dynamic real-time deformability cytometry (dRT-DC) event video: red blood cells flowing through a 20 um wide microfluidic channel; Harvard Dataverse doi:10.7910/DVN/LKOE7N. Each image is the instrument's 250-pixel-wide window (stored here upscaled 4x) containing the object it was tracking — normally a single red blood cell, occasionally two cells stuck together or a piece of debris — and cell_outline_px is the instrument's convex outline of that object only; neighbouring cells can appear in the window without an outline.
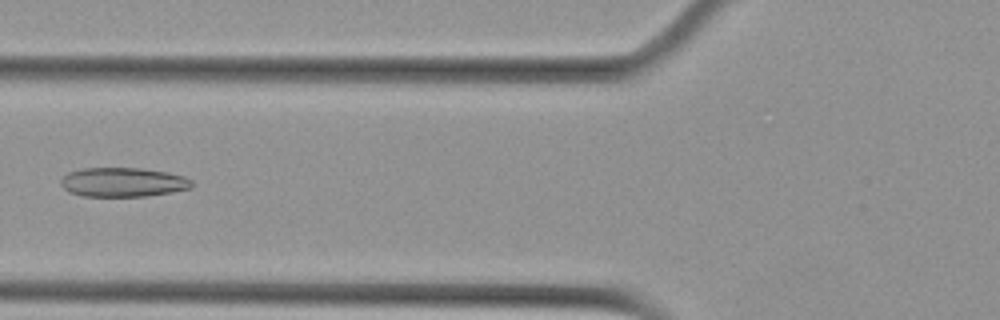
{"species": "Egyptian fruit bat (a non-hibernating species)", "species_latin": "Rousettus aegyptiacus", "temperature_condition": "cold", "stored_images_in_passage": 7, "camera_frame_rate_fps": 3000, "um_per_image_px": 0.085, "animal": {"sex": "female"}, "frame": {"image": 1, "passage_image": 4, "time_ms": 1.0, "image_size_px": [1000, 320], "cell_outline_px": [[192, 188], [172, 192], [148, 196], [84, 196], [68, 192], [60, 184], [60, 180], [68, 172], [84, 168], [140, 168], [168, 172], [184, 176], [192, 180]], "centroid_in_image_um": [10.46, 15.49], "position_along_channel_um": 115.3, "area_um2": 22.43}}
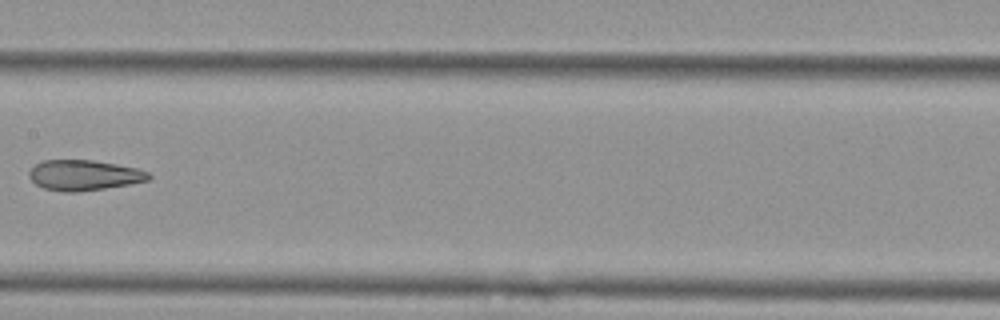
{"frame": {"image": 2, "passage_image": 6, "time_ms": 1.667, "image_size_px": [1000, 320], "cell_outline_px": [[152, 176], [148, 180], [128, 184], [104, 188], [76, 192], [64, 192], [44, 188], [36, 184], [28, 176], [28, 172], [36, 164], [44, 160], [92, 160], [116, 164], [136, 168], [148, 172]], "centroid_in_image_um": [7.12, 14.89], "position_along_channel_um": 200.3, "area_um2": 20.98}}
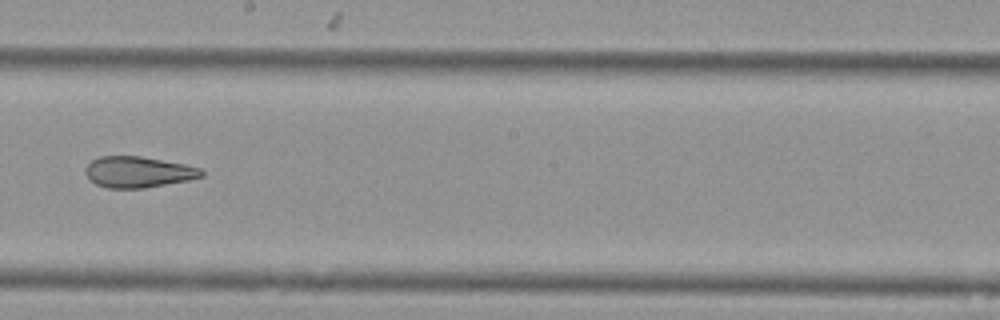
{"frame": {"image": 3, "passage_image": 7, "time_ms": 2.0, "image_size_px": [1000, 320], "cell_outline_px": [[204, 176], [188, 180], [144, 188], [108, 188], [96, 184], [88, 180], [84, 172], [84, 168], [92, 160], [100, 156], [140, 156], [184, 164], [200, 168], [204, 172]], "centroid_in_image_um": [11.71, 14.62], "position_along_channel_um": 236.5, "area_um2": 21.04}}